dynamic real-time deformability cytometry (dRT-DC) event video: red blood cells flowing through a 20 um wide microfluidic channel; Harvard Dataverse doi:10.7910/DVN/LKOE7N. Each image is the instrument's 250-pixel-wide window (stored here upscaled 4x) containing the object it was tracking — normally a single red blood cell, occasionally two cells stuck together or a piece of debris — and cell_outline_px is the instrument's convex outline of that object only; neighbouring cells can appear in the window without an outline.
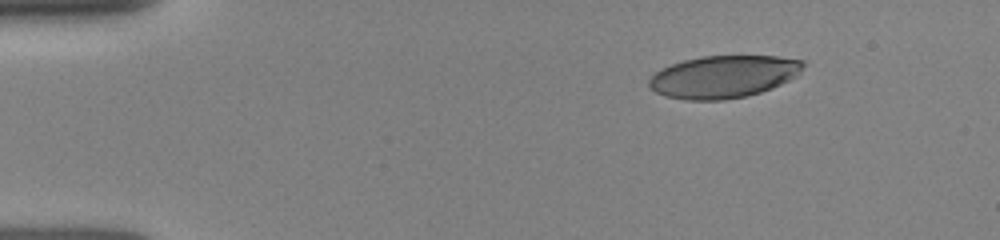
{"species": "human", "species_latin": "Homo sapiens", "temperature_condition": "room temperature", "stored_images_in_passage": 3, "camera_frame_rate_fps": 3000, "um_per_image_px": 0.085, "donor": {"sex": "female"}, "frame": {"image": 1, "passage_image": 1, "time_ms": 0.0, "image_size_px": [1000, 240], "cell_outline_px": [[804, 64], [796, 76], [772, 88], [760, 92], [744, 96], [724, 100], [684, 100], [664, 96], [656, 92], [648, 84], [648, 80], [656, 72], [672, 64], [684, 60], [704, 56], [776, 56], [804, 60]], "centroid_in_image_um": [61.49, 6.52], "position_along_channel_um": 23.5, "area_um2": 37.8}}